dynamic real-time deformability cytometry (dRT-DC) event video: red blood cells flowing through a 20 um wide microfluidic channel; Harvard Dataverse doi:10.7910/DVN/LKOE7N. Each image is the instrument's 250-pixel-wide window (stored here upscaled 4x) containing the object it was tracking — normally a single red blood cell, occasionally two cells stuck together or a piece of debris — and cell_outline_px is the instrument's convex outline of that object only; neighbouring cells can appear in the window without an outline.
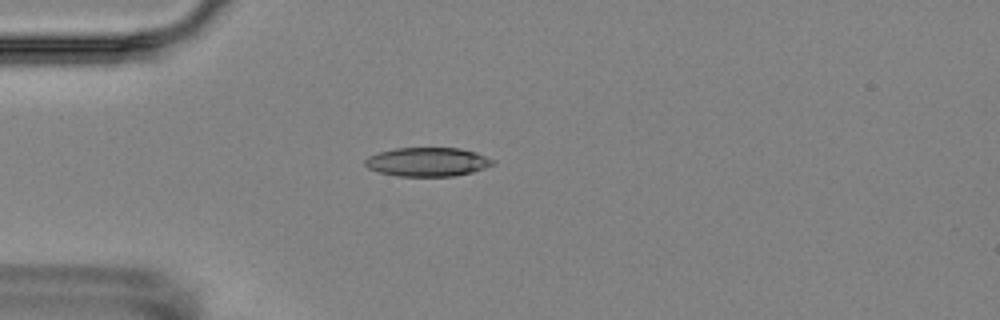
{"species": "Egyptian fruit bat (a non-hibernating species)", "species_latin": "Rousettus aegyptiacus", "temperature_condition": "room temperature", "stored_images_in_passage": 4, "camera_frame_rate_fps": 3000, "um_per_image_px": 0.085, "animal": {"sex": "female"}, "frame": {"image": 1, "passage_image": 4, "time_ms": 3.333, "image_size_px": [1000, 320], "cell_outline_px": [[496, 164], [472, 172], [456, 176], [396, 176], [380, 172], [368, 168], [364, 164], [364, 160], [368, 156], [380, 152], [396, 148], [460, 148], [476, 152], [496, 160]], "centroid_in_image_um": [36.37, 13.76], "position_along_channel_um": 48.6, "area_um2": 21.62}}